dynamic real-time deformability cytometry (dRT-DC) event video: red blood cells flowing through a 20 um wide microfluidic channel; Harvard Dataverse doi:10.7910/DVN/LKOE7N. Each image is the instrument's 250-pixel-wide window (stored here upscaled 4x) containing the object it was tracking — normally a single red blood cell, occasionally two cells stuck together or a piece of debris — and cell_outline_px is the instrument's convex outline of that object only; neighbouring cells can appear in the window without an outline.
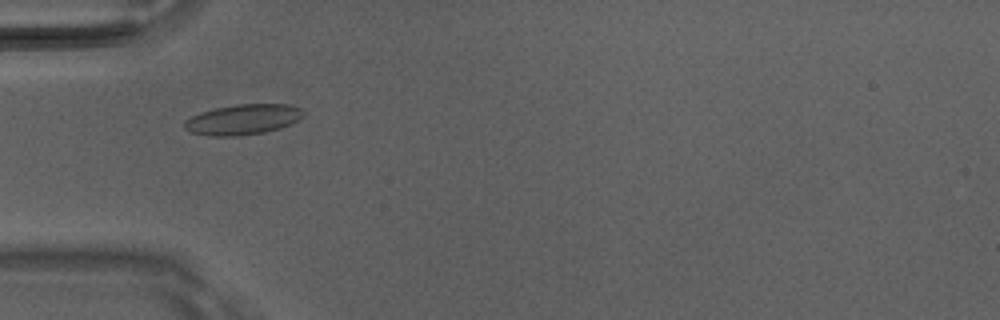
{"species": "Egyptian fruit bat (a non-hibernating species)", "species_latin": "Rousettus aegyptiacus", "temperature_condition": "room temperature", "stored_images_in_passage": 3, "camera_frame_rate_fps": 3000, "um_per_image_px": 0.085, "animal": {"sex": "male"}, "frame": {"image": 1, "passage_image": 3, "time_ms": 0.667, "image_size_px": [1000, 320], "cell_outline_px": [[304, 116], [280, 128], [264, 132], [236, 136], [212, 136], [188, 132], [184, 128], [184, 120], [200, 112], [212, 108], [236, 104], [288, 104], [300, 108], [304, 112]], "centroid_in_image_um": [20.6, 10.15], "position_along_channel_um": 64.4, "area_um2": 21.1}}